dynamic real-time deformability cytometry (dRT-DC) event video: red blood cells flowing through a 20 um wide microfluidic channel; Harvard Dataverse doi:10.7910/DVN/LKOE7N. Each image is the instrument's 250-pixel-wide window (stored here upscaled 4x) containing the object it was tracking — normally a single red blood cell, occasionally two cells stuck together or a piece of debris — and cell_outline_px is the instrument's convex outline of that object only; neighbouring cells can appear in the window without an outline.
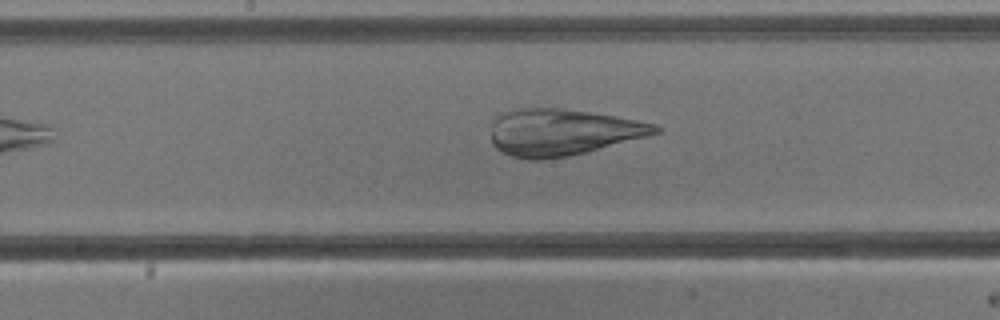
{"species": "common noctule bat (a hibernating species)", "species_latin": "Nyctalus noctula", "temperature_condition": "cold", "stored_images_in_passage": 8, "camera_frame_rate_fps": 3000, "um_per_image_px": 0.085, "animal": {"sex": "male", "body_mass_g": 13.3}, "frame": {"image": 1, "passage_image": 6, "time_ms": 6.0, "image_size_px": [1000, 320], "cell_outline_px": [[660, 132], [648, 136], [568, 156], [540, 160], [528, 160], [512, 156], [496, 148], [492, 144], [492, 124], [496, 116], [500, 112], [520, 108], [556, 108], [588, 112], [636, 120], [656, 124], [660, 128]], "centroid_in_image_um": [47.76, 11.24], "position_along_channel_um": 200.4, "area_um2": 44.22}}
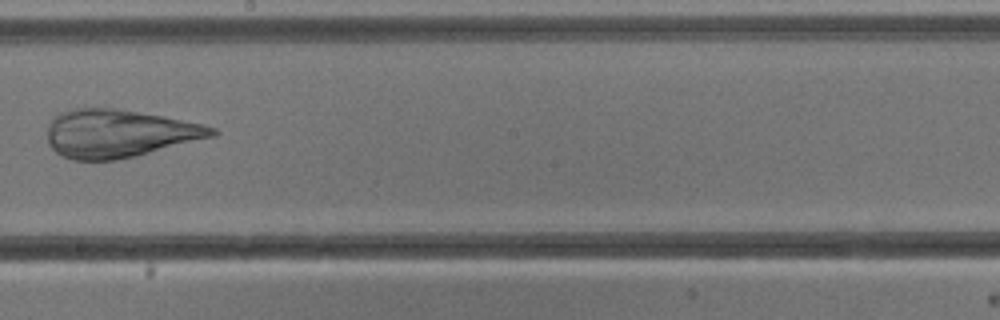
{"frame": {"image": 2, "passage_image": 7, "time_ms": 7.0, "image_size_px": [1000, 320], "cell_outline_px": [[220, 132], [216, 136], [116, 160], [72, 160], [56, 152], [48, 144], [48, 124], [60, 112], [68, 108], [116, 108], [164, 116], [204, 124], [216, 128]], "centroid_in_image_um": [10.12, 11.33], "position_along_channel_um": 238.1, "area_um2": 46.01}}
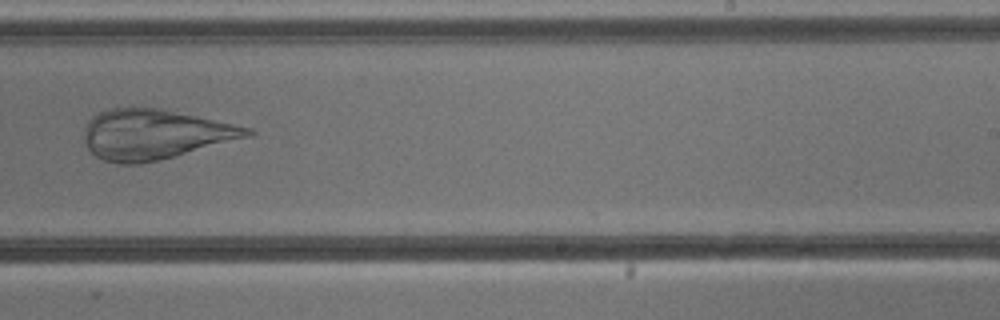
{"frame": {"image": 3, "passage_image": 8, "time_ms": 8.0, "image_size_px": [1000, 320], "cell_outline_px": [[256, 132], [252, 136], [176, 156], [140, 164], [120, 164], [104, 160], [96, 156], [84, 144], [84, 128], [88, 120], [92, 116], [108, 108], [160, 108], [252, 128]], "centroid_in_image_um": [13.14, 11.42], "position_along_channel_um": 275.9, "area_um2": 47.51}}